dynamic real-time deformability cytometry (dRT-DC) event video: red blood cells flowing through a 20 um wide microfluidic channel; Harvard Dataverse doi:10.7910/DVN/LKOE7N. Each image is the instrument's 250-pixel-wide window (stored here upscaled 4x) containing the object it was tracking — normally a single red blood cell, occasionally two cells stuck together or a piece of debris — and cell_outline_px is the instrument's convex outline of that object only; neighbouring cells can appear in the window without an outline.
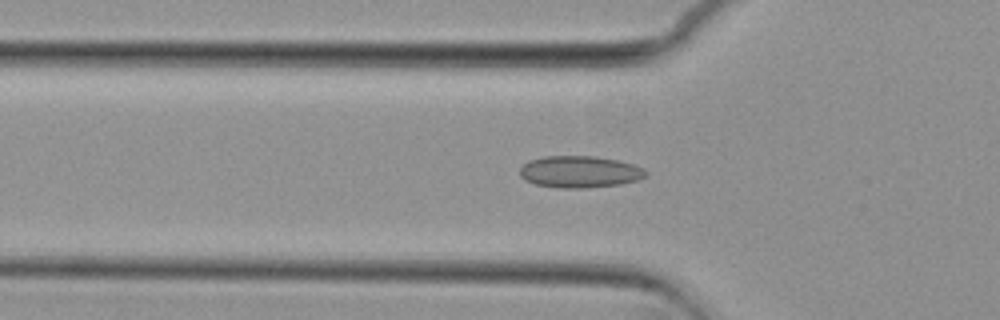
{"species": "common noctule bat (a hibernating species)", "species_latin": "Nyctalus noctula", "temperature_condition": "cold", "stored_images_in_passage": 43, "camera_frame_rate_fps": 3000, "um_per_image_px": 0.085, "animal": {"sex": "female", "body_mass_g": 29.2, "forearm_length_mm": 56.3}, "frame": {"image": 1, "passage_image": 12, "time_ms": 3.667, "image_size_px": [1000, 320], "cell_outline_px": [[648, 172], [644, 176], [636, 180], [620, 184], [584, 188], [560, 188], [536, 184], [524, 180], [520, 176], [520, 168], [528, 160], [544, 156], [592, 156], [616, 160], [632, 164], [644, 168]], "centroid_in_image_um": [49.24, 14.6], "position_along_channel_um": 76.6, "area_um2": 23.24}}
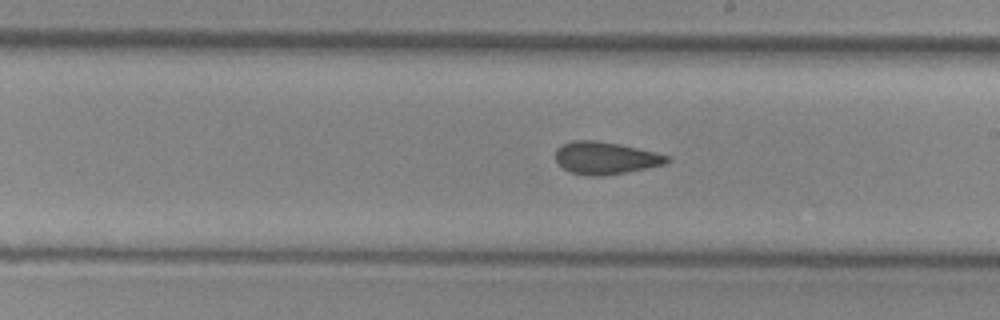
{"frame": {"image": 2, "passage_image": 25, "time_ms": 8.0, "image_size_px": [1000, 320], "cell_outline_px": [[672, 160], [668, 164], [604, 176], [584, 176], [572, 172], [564, 168], [556, 160], [556, 148], [572, 140], [596, 140], [620, 144], [656, 152], [668, 156]], "centroid_in_image_um": [51.5, 13.43], "position_along_channel_um": 237.5, "area_um2": 21.15}}
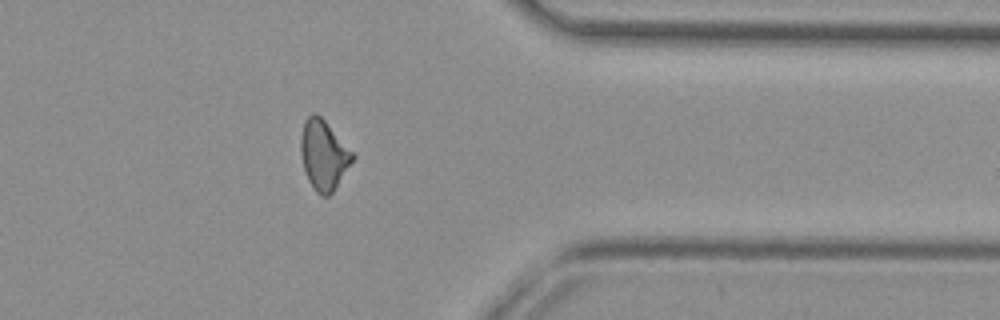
{"frame": {"image": 3, "passage_image": 38, "time_ms": 12.333, "image_size_px": [1000, 320], "cell_outline_px": [[356, 156], [336, 188], [328, 196], [320, 196], [316, 192], [308, 180], [304, 168], [300, 152], [300, 140], [304, 124], [308, 116], [312, 112], [316, 112], [324, 120]], "centroid_in_image_um": [27.51, 13.19], "position_along_channel_um": 383.9, "area_um2": 20.87}}